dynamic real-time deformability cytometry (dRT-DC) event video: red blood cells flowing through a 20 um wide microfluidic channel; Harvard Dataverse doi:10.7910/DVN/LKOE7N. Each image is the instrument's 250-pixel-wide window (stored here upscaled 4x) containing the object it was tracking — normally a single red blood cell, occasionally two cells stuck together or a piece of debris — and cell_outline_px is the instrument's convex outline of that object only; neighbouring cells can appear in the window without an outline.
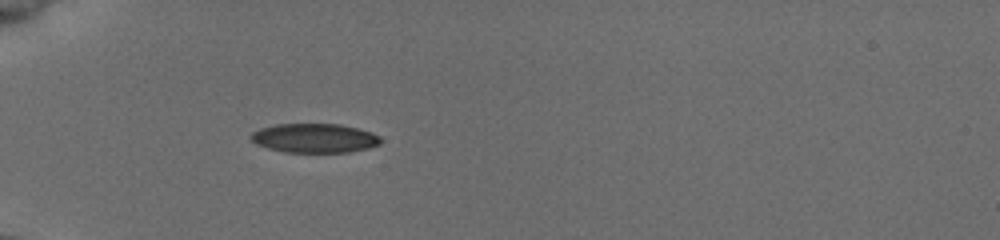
{"species": "common noctule bat (a hibernating species)", "species_latin": "Nyctalus noctula", "temperature_condition": "cold", "stored_images_in_passage": 36, "camera_frame_rate_fps": 3000, "um_per_image_px": 0.085, "animal": {"sex": "female", "body_mass_g": 19.5, "forearm_length_mm": 54.1}, "frame": {"image": 1, "passage_image": 1, "time_ms": 0.0, "image_size_px": [1000, 240], "cell_outline_px": [[380, 144], [368, 148], [348, 152], [284, 152], [268, 148], [256, 144], [248, 136], [252, 132], [260, 128], [276, 124], [340, 124], [372, 132], [380, 136]], "centroid_in_image_um": [26.71, 11.74], "position_along_channel_um": 58.3, "area_um2": 22.08}}
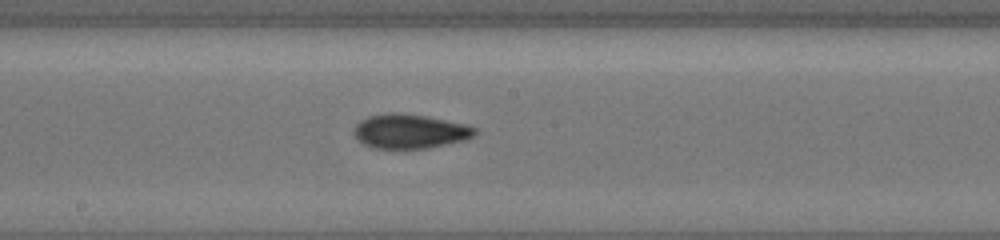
{"frame": {"image": 2, "passage_image": 14, "time_ms": 4.333, "image_size_px": [1000, 240], "cell_outline_px": [[476, 132], [472, 136], [464, 140], [428, 148], [372, 148], [364, 144], [352, 132], [352, 128], [360, 120], [368, 116], [388, 112], [400, 112], [428, 116], [464, 124], [476, 128]], "centroid_in_image_um": [34.79, 11.14], "position_along_channel_um": 213.4, "area_um2": 24.22}}
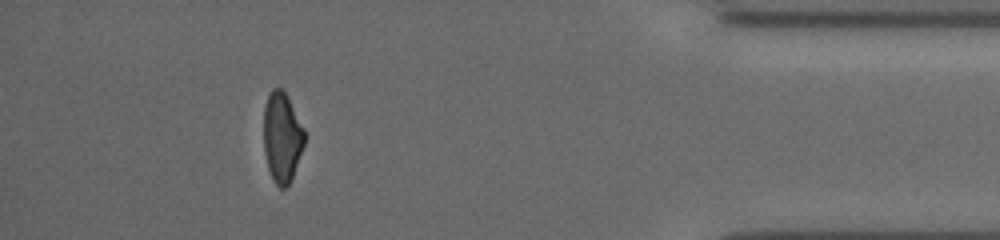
{"frame": {"image": 3, "passage_image": 32, "time_ms": 10.333, "image_size_px": [1000, 240], "cell_outline_px": [[304, 144], [292, 180], [284, 188], [280, 188], [272, 180], [268, 168], [264, 152], [264, 104], [272, 88], [280, 88], [288, 96], [304, 128]], "centroid_in_image_um": [23.97, 11.67], "position_along_channel_um": 411.2, "area_um2": 21.5}, "authors_computed_cell_mechanics": {"area_um2": 23.3223, "velocity_mm_per_s": 3.9529, "shape_relaxation_time_tau1_ms": 7.6455, "shape_relaxation_time_tau2_ms": 2.0264, "deformation_change_tau1": 0.2001, "deformation_change_tau2": 0.0705}}